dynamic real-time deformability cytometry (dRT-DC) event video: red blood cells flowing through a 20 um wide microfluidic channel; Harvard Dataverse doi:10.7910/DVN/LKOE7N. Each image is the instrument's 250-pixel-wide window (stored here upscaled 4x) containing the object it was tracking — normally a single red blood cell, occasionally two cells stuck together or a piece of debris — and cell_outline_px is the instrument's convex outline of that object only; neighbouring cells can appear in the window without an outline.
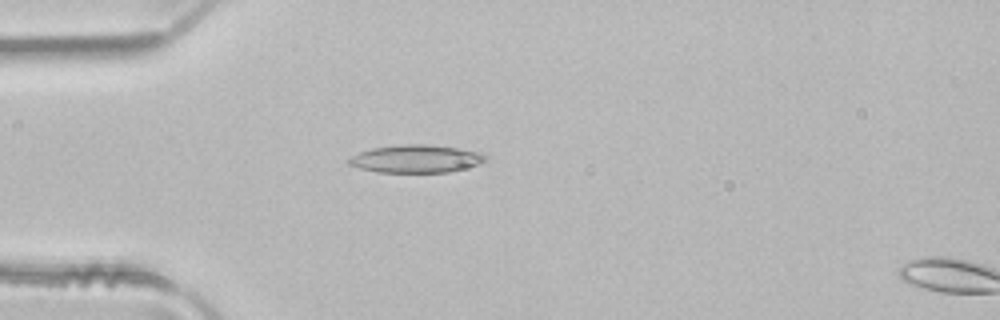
{"species": "common noctule bat (a hibernating species)", "species_latin": "Nyctalus noctula", "temperature_condition": "room temperature", "stored_images_in_passage": 5, "camera_frame_rate_fps": 3000, "um_per_image_px": 0.085, "animal": {"sex": "male", "body_mass_g": 21.5, "forearm_length_mm": 52.0}, "frame": {"image": 1, "passage_image": 4, "time_ms": 1.0, "image_size_px": [1000, 320], "cell_outline_px": [[488, 156], [484, 160], [476, 164], [448, 172], [376, 172], [360, 168], [348, 164], [344, 160], [360, 152], [372, 148], [404, 144], [424, 144], [460, 148], [484, 152]], "centroid_in_image_um": [35.33, 13.49], "position_along_channel_um": 49.7, "area_um2": 22.08}}